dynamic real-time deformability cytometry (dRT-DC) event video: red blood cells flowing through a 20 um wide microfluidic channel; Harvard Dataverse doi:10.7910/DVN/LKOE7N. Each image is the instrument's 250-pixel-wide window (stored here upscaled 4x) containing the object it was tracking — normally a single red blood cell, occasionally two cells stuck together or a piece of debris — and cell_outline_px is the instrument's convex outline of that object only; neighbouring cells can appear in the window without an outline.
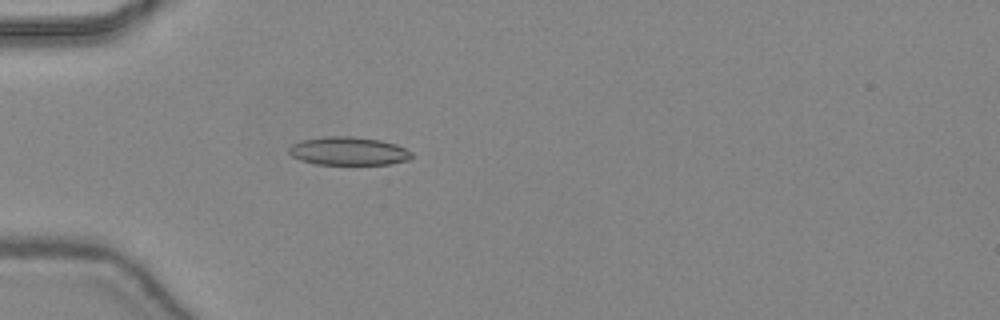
{"species": "common noctule bat (a hibernating species)", "species_latin": "Nyctalus noctula", "temperature_condition": "warm", "stored_images_in_passage": 20, "camera_frame_rate_fps": 3000, "um_per_image_px": 0.085, "animal": {"sex": "female", "body_mass_g": 24.6, "forearm_length_mm": 56.2}, "frame": {"image": 1, "passage_image": 4, "time_ms": 1.0, "image_size_px": [1000, 320], "cell_outline_px": [[412, 156], [408, 160], [388, 164], [316, 164], [300, 160], [292, 156], [288, 152], [288, 148], [292, 144], [300, 140], [324, 136], [348, 136], [380, 140], [396, 144], [412, 152]], "centroid_in_image_um": [29.58, 12.83], "position_along_channel_um": 55.4, "area_um2": 20.23}}
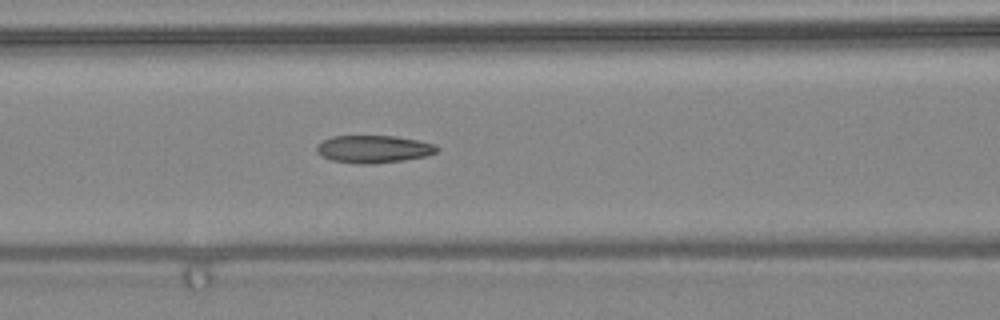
{"frame": {"image": 2, "passage_image": 10, "time_ms": 3.0, "image_size_px": [1000, 320], "cell_outline_px": [[440, 148], [436, 152], [424, 156], [404, 160], [368, 164], [360, 164], [332, 160], [320, 156], [316, 152], [316, 148], [324, 140], [332, 136], [396, 136], [436, 144]], "centroid_in_image_um": [31.75, 12.67], "position_along_channel_um": 134.8, "area_um2": 19.19}}
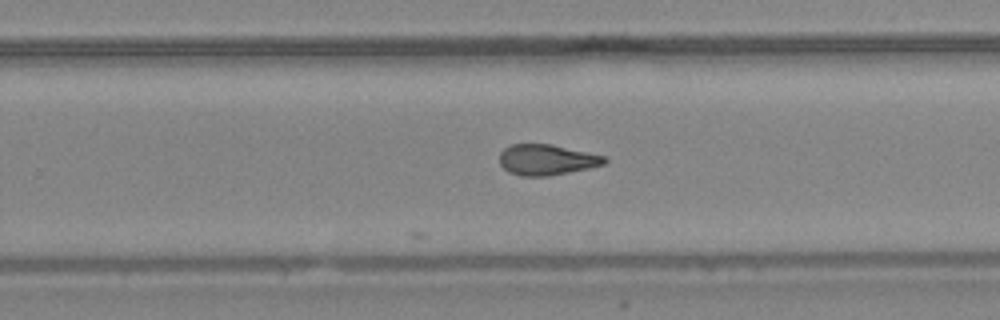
{"frame": {"image": 3, "passage_image": 20, "time_ms": 6.333, "image_size_px": [1000, 320], "cell_outline_px": [[608, 160], [604, 164], [588, 168], [548, 176], [520, 176], [508, 172], [500, 164], [500, 152], [504, 148], [512, 144], [552, 144], [604, 156]], "centroid_in_image_um": [46.44, 13.58], "position_along_channel_um": 283.4, "area_um2": 18.67}}